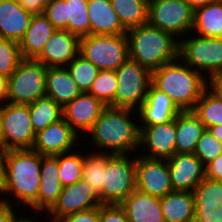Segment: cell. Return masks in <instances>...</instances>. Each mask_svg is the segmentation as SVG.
<instances>
[{"instance_id":"cell-11","label":"cell","mask_w":222,"mask_h":222,"mask_svg":"<svg viewBox=\"0 0 222 222\" xmlns=\"http://www.w3.org/2000/svg\"><path fill=\"white\" fill-rule=\"evenodd\" d=\"M4 152L32 149L36 133L30 121L29 105L6 103L0 105Z\"/></svg>"},{"instance_id":"cell-40","label":"cell","mask_w":222,"mask_h":222,"mask_svg":"<svg viewBox=\"0 0 222 222\" xmlns=\"http://www.w3.org/2000/svg\"><path fill=\"white\" fill-rule=\"evenodd\" d=\"M99 222H129L124 209L119 204H102Z\"/></svg>"},{"instance_id":"cell-35","label":"cell","mask_w":222,"mask_h":222,"mask_svg":"<svg viewBox=\"0 0 222 222\" xmlns=\"http://www.w3.org/2000/svg\"><path fill=\"white\" fill-rule=\"evenodd\" d=\"M83 152L73 150L58 155L59 178L63 187L82 180Z\"/></svg>"},{"instance_id":"cell-6","label":"cell","mask_w":222,"mask_h":222,"mask_svg":"<svg viewBox=\"0 0 222 222\" xmlns=\"http://www.w3.org/2000/svg\"><path fill=\"white\" fill-rule=\"evenodd\" d=\"M99 70L116 71L129 59L126 34L88 35L80 38V51Z\"/></svg>"},{"instance_id":"cell-48","label":"cell","mask_w":222,"mask_h":222,"mask_svg":"<svg viewBox=\"0 0 222 222\" xmlns=\"http://www.w3.org/2000/svg\"><path fill=\"white\" fill-rule=\"evenodd\" d=\"M194 11L216 0H184Z\"/></svg>"},{"instance_id":"cell-25","label":"cell","mask_w":222,"mask_h":222,"mask_svg":"<svg viewBox=\"0 0 222 222\" xmlns=\"http://www.w3.org/2000/svg\"><path fill=\"white\" fill-rule=\"evenodd\" d=\"M91 35L126 34L110 0H88Z\"/></svg>"},{"instance_id":"cell-29","label":"cell","mask_w":222,"mask_h":222,"mask_svg":"<svg viewBox=\"0 0 222 222\" xmlns=\"http://www.w3.org/2000/svg\"><path fill=\"white\" fill-rule=\"evenodd\" d=\"M162 214L165 222H193V192L172 191L160 198Z\"/></svg>"},{"instance_id":"cell-26","label":"cell","mask_w":222,"mask_h":222,"mask_svg":"<svg viewBox=\"0 0 222 222\" xmlns=\"http://www.w3.org/2000/svg\"><path fill=\"white\" fill-rule=\"evenodd\" d=\"M56 30L44 14L33 15L23 39L19 42L22 57L35 59Z\"/></svg>"},{"instance_id":"cell-23","label":"cell","mask_w":222,"mask_h":222,"mask_svg":"<svg viewBox=\"0 0 222 222\" xmlns=\"http://www.w3.org/2000/svg\"><path fill=\"white\" fill-rule=\"evenodd\" d=\"M32 17L16 0H0V38L19 43Z\"/></svg>"},{"instance_id":"cell-45","label":"cell","mask_w":222,"mask_h":222,"mask_svg":"<svg viewBox=\"0 0 222 222\" xmlns=\"http://www.w3.org/2000/svg\"><path fill=\"white\" fill-rule=\"evenodd\" d=\"M22 213H23L24 215H23ZM22 213H21V212H19V213L17 212V214H15L14 217L12 218L11 222H39L38 217H39L40 215H42V214H43V215L46 214V213H43V212H35V211H33L32 214H34V216H32V214L29 215V214H26V213L23 212V211H22ZM36 213H37V214H36ZM21 214H22V216H21ZM26 215H27V216L29 215V216L27 217ZM35 215L38 216L37 219H36V216H35ZM19 216H20V217H19ZM34 218H35V219H34ZM47 221H48V220H45V219H44V222H47Z\"/></svg>"},{"instance_id":"cell-8","label":"cell","mask_w":222,"mask_h":222,"mask_svg":"<svg viewBox=\"0 0 222 222\" xmlns=\"http://www.w3.org/2000/svg\"><path fill=\"white\" fill-rule=\"evenodd\" d=\"M135 167V154L107 153V167L100 193L102 204H120L136 189Z\"/></svg>"},{"instance_id":"cell-15","label":"cell","mask_w":222,"mask_h":222,"mask_svg":"<svg viewBox=\"0 0 222 222\" xmlns=\"http://www.w3.org/2000/svg\"><path fill=\"white\" fill-rule=\"evenodd\" d=\"M139 147L142 155L151 159H169L176 153V118L163 124L139 126ZM143 146V147H142ZM143 152H145L143 154ZM147 153V154H146Z\"/></svg>"},{"instance_id":"cell-41","label":"cell","mask_w":222,"mask_h":222,"mask_svg":"<svg viewBox=\"0 0 222 222\" xmlns=\"http://www.w3.org/2000/svg\"><path fill=\"white\" fill-rule=\"evenodd\" d=\"M100 207L79 211L59 219L57 222H99Z\"/></svg>"},{"instance_id":"cell-21","label":"cell","mask_w":222,"mask_h":222,"mask_svg":"<svg viewBox=\"0 0 222 222\" xmlns=\"http://www.w3.org/2000/svg\"><path fill=\"white\" fill-rule=\"evenodd\" d=\"M137 111L139 126L167 123L175 119L181 112L167 94L161 92L152 84L149 86L146 99Z\"/></svg>"},{"instance_id":"cell-14","label":"cell","mask_w":222,"mask_h":222,"mask_svg":"<svg viewBox=\"0 0 222 222\" xmlns=\"http://www.w3.org/2000/svg\"><path fill=\"white\" fill-rule=\"evenodd\" d=\"M101 205L99 196L82 179L63 187L57 202L46 213L45 218H48V222H57L65 216L75 214L79 211L94 209Z\"/></svg>"},{"instance_id":"cell-4","label":"cell","mask_w":222,"mask_h":222,"mask_svg":"<svg viewBox=\"0 0 222 222\" xmlns=\"http://www.w3.org/2000/svg\"><path fill=\"white\" fill-rule=\"evenodd\" d=\"M129 59L149 71L179 58V40L149 23L127 30Z\"/></svg>"},{"instance_id":"cell-38","label":"cell","mask_w":222,"mask_h":222,"mask_svg":"<svg viewBox=\"0 0 222 222\" xmlns=\"http://www.w3.org/2000/svg\"><path fill=\"white\" fill-rule=\"evenodd\" d=\"M22 59L18 42L0 38V75L9 78Z\"/></svg>"},{"instance_id":"cell-9","label":"cell","mask_w":222,"mask_h":222,"mask_svg":"<svg viewBox=\"0 0 222 222\" xmlns=\"http://www.w3.org/2000/svg\"><path fill=\"white\" fill-rule=\"evenodd\" d=\"M148 23L180 41L192 32L194 10L184 0H150Z\"/></svg>"},{"instance_id":"cell-49","label":"cell","mask_w":222,"mask_h":222,"mask_svg":"<svg viewBox=\"0 0 222 222\" xmlns=\"http://www.w3.org/2000/svg\"><path fill=\"white\" fill-rule=\"evenodd\" d=\"M212 135L222 143V124L211 126L208 128Z\"/></svg>"},{"instance_id":"cell-1","label":"cell","mask_w":222,"mask_h":222,"mask_svg":"<svg viewBox=\"0 0 222 222\" xmlns=\"http://www.w3.org/2000/svg\"><path fill=\"white\" fill-rule=\"evenodd\" d=\"M40 172L39 152L32 149L5 151L2 156L0 200L10 203L19 211L37 212Z\"/></svg>"},{"instance_id":"cell-32","label":"cell","mask_w":222,"mask_h":222,"mask_svg":"<svg viewBox=\"0 0 222 222\" xmlns=\"http://www.w3.org/2000/svg\"><path fill=\"white\" fill-rule=\"evenodd\" d=\"M30 121L35 133L63 118L62 107L45 96L29 104Z\"/></svg>"},{"instance_id":"cell-46","label":"cell","mask_w":222,"mask_h":222,"mask_svg":"<svg viewBox=\"0 0 222 222\" xmlns=\"http://www.w3.org/2000/svg\"><path fill=\"white\" fill-rule=\"evenodd\" d=\"M208 88L222 101V80L219 77L208 79Z\"/></svg>"},{"instance_id":"cell-18","label":"cell","mask_w":222,"mask_h":222,"mask_svg":"<svg viewBox=\"0 0 222 222\" xmlns=\"http://www.w3.org/2000/svg\"><path fill=\"white\" fill-rule=\"evenodd\" d=\"M80 51V38L67 30H56L35 58L47 68L66 67Z\"/></svg>"},{"instance_id":"cell-47","label":"cell","mask_w":222,"mask_h":222,"mask_svg":"<svg viewBox=\"0 0 222 222\" xmlns=\"http://www.w3.org/2000/svg\"><path fill=\"white\" fill-rule=\"evenodd\" d=\"M8 103V78L0 75V105Z\"/></svg>"},{"instance_id":"cell-51","label":"cell","mask_w":222,"mask_h":222,"mask_svg":"<svg viewBox=\"0 0 222 222\" xmlns=\"http://www.w3.org/2000/svg\"><path fill=\"white\" fill-rule=\"evenodd\" d=\"M2 156H3V152L0 151V186H1V179H2Z\"/></svg>"},{"instance_id":"cell-36","label":"cell","mask_w":222,"mask_h":222,"mask_svg":"<svg viewBox=\"0 0 222 222\" xmlns=\"http://www.w3.org/2000/svg\"><path fill=\"white\" fill-rule=\"evenodd\" d=\"M117 91V76L115 71L100 70L88 93L100 100L106 106L115 107Z\"/></svg>"},{"instance_id":"cell-24","label":"cell","mask_w":222,"mask_h":222,"mask_svg":"<svg viewBox=\"0 0 222 222\" xmlns=\"http://www.w3.org/2000/svg\"><path fill=\"white\" fill-rule=\"evenodd\" d=\"M129 222H165L160 198L135 189L119 204Z\"/></svg>"},{"instance_id":"cell-22","label":"cell","mask_w":222,"mask_h":222,"mask_svg":"<svg viewBox=\"0 0 222 222\" xmlns=\"http://www.w3.org/2000/svg\"><path fill=\"white\" fill-rule=\"evenodd\" d=\"M40 182L37 212L47 213L57 202L63 189L59 178L58 155H41Z\"/></svg>"},{"instance_id":"cell-20","label":"cell","mask_w":222,"mask_h":222,"mask_svg":"<svg viewBox=\"0 0 222 222\" xmlns=\"http://www.w3.org/2000/svg\"><path fill=\"white\" fill-rule=\"evenodd\" d=\"M193 195V222H222V182L205 177Z\"/></svg>"},{"instance_id":"cell-3","label":"cell","mask_w":222,"mask_h":222,"mask_svg":"<svg viewBox=\"0 0 222 222\" xmlns=\"http://www.w3.org/2000/svg\"><path fill=\"white\" fill-rule=\"evenodd\" d=\"M151 84L167 94L180 111H193L208 88V79L178 58L152 71Z\"/></svg>"},{"instance_id":"cell-5","label":"cell","mask_w":222,"mask_h":222,"mask_svg":"<svg viewBox=\"0 0 222 222\" xmlns=\"http://www.w3.org/2000/svg\"><path fill=\"white\" fill-rule=\"evenodd\" d=\"M179 58L207 79L222 75V38L190 33L179 41Z\"/></svg>"},{"instance_id":"cell-19","label":"cell","mask_w":222,"mask_h":222,"mask_svg":"<svg viewBox=\"0 0 222 222\" xmlns=\"http://www.w3.org/2000/svg\"><path fill=\"white\" fill-rule=\"evenodd\" d=\"M167 162L173 191L193 192L205 178L204 165L194 154L175 153Z\"/></svg>"},{"instance_id":"cell-31","label":"cell","mask_w":222,"mask_h":222,"mask_svg":"<svg viewBox=\"0 0 222 222\" xmlns=\"http://www.w3.org/2000/svg\"><path fill=\"white\" fill-rule=\"evenodd\" d=\"M110 2L126 31L148 23V0H110Z\"/></svg>"},{"instance_id":"cell-16","label":"cell","mask_w":222,"mask_h":222,"mask_svg":"<svg viewBox=\"0 0 222 222\" xmlns=\"http://www.w3.org/2000/svg\"><path fill=\"white\" fill-rule=\"evenodd\" d=\"M81 140L82 138L62 118L36 133L32 150L43 156H57L75 150Z\"/></svg>"},{"instance_id":"cell-44","label":"cell","mask_w":222,"mask_h":222,"mask_svg":"<svg viewBox=\"0 0 222 222\" xmlns=\"http://www.w3.org/2000/svg\"><path fill=\"white\" fill-rule=\"evenodd\" d=\"M16 209L10 203L0 200V222H11L14 215L18 212Z\"/></svg>"},{"instance_id":"cell-27","label":"cell","mask_w":222,"mask_h":222,"mask_svg":"<svg viewBox=\"0 0 222 222\" xmlns=\"http://www.w3.org/2000/svg\"><path fill=\"white\" fill-rule=\"evenodd\" d=\"M205 129L193 111H181L176 116V153L193 154Z\"/></svg>"},{"instance_id":"cell-33","label":"cell","mask_w":222,"mask_h":222,"mask_svg":"<svg viewBox=\"0 0 222 222\" xmlns=\"http://www.w3.org/2000/svg\"><path fill=\"white\" fill-rule=\"evenodd\" d=\"M106 167L107 153L84 151L82 179L90 185L91 189L99 196V199L103 189L104 170H106Z\"/></svg>"},{"instance_id":"cell-2","label":"cell","mask_w":222,"mask_h":222,"mask_svg":"<svg viewBox=\"0 0 222 222\" xmlns=\"http://www.w3.org/2000/svg\"><path fill=\"white\" fill-rule=\"evenodd\" d=\"M86 136V140L92 142L88 144L94 145L92 146L94 150L89 147L88 151L108 154H134L135 152L137 154L140 136L138 111L106 106Z\"/></svg>"},{"instance_id":"cell-30","label":"cell","mask_w":222,"mask_h":222,"mask_svg":"<svg viewBox=\"0 0 222 222\" xmlns=\"http://www.w3.org/2000/svg\"><path fill=\"white\" fill-rule=\"evenodd\" d=\"M198 36L222 38V0H216L194 11L192 32Z\"/></svg>"},{"instance_id":"cell-10","label":"cell","mask_w":222,"mask_h":222,"mask_svg":"<svg viewBox=\"0 0 222 222\" xmlns=\"http://www.w3.org/2000/svg\"><path fill=\"white\" fill-rule=\"evenodd\" d=\"M115 107L138 110L146 99L152 72L128 59L116 71Z\"/></svg>"},{"instance_id":"cell-50","label":"cell","mask_w":222,"mask_h":222,"mask_svg":"<svg viewBox=\"0 0 222 222\" xmlns=\"http://www.w3.org/2000/svg\"><path fill=\"white\" fill-rule=\"evenodd\" d=\"M0 151L4 153V139H3L1 108H0Z\"/></svg>"},{"instance_id":"cell-28","label":"cell","mask_w":222,"mask_h":222,"mask_svg":"<svg viewBox=\"0 0 222 222\" xmlns=\"http://www.w3.org/2000/svg\"><path fill=\"white\" fill-rule=\"evenodd\" d=\"M81 93L66 67L47 69L46 96L62 108Z\"/></svg>"},{"instance_id":"cell-13","label":"cell","mask_w":222,"mask_h":222,"mask_svg":"<svg viewBox=\"0 0 222 222\" xmlns=\"http://www.w3.org/2000/svg\"><path fill=\"white\" fill-rule=\"evenodd\" d=\"M136 189L151 196L162 198L173 191L168 162L136 154Z\"/></svg>"},{"instance_id":"cell-43","label":"cell","mask_w":222,"mask_h":222,"mask_svg":"<svg viewBox=\"0 0 222 222\" xmlns=\"http://www.w3.org/2000/svg\"><path fill=\"white\" fill-rule=\"evenodd\" d=\"M25 10L33 15L43 14L47 0H16Z\"/></svg>"},{"instance_id":"cell-34","label":"cell","mask_w":222,"mask_h":222,"mask_svg":"<svg viewBox=\"0 0 222 222\" xmlns=\"http://www.w3.org/2000/svg\"><path fill=\"white\" fill-rule=\"evenodd\" d=\"M193 112L206 129L222 124V101L209 88L202 93Z\"/></svg>"},{"instance_id":"cell-39","label":"cell","mask_w":222,"mask_h":222,"mask_svg":"<svg viewBox=\"0 0 222 222\" xmlns=\"http://www.w3.org/2000/svg\"><path fill=\"white\" fill-rule=\"evenodd\" d=\"M205 166L222 154V143L205 129L193 153Z\"/></svg>"},{"instance_id":"cell-7","label":"cell","mask_w":222,"mask_h":222,"mask_svg":"<svg viewBox=\"0 0 222 222\" xmlns=\"http://www.w3.org/2000/svg\"><path fill=\"white\" fill-rule=\"evenodd\" d=\"M47 67L33 58H23L8 78V103L29 105L46 96Z\"/></svg>"},{"instance_id":"cell-17","label":"cell","mask_w":222,"mask_h":222,"mask_svg":"<svg viewBox=\"0 0 222 222\" xmlns=\"http://www.w3.org/2000/svg\"><path fill=\"white\" fill-rule=\"evenodd\" d=\"M105 107L92 94L82 92L62 108L63 118L83 139Z\"/></svg>"},{"instance_id":"cell-42","label":"cell","mask_w":222,"mask_h":222,"mask_svg":"<svg viewBox=\"0 0 222 222\" xmlns=\"http://www.w3.org/2000/svg\"><path fill=\"white\" fill-rule=\"evenodd\" d=\"M205 177L222 182V154L204 166Z\"/></svg>"},{"instance_id":"cell-37","label":"cell","mask_w":222,"mask_h":222,"mask_svg":"<svg viewBox=\"0 0 222 222\" xmlns=\"http://www.w3.org/2000/svg\"><path fill=\"white\" fill-rule=\"evenodd\" d=\"M73 80L82 92H88L100 70L78 54L67 66Z\"/></svg>"},{"instance_id":"cell-12","label":"cell","mask_w":222,"mask_h":222,"mask_svg":"<svg viewBox=\"0 0 222 222\" xmlns=\"http://www.w3.org/2000/svg\"><path fill=\"white\" fill-rule=\"evenodd\" d=\"M88 0H49L44 15L57 30H67L79 38L90 35Z\"/></svg>"}]
</instances>
